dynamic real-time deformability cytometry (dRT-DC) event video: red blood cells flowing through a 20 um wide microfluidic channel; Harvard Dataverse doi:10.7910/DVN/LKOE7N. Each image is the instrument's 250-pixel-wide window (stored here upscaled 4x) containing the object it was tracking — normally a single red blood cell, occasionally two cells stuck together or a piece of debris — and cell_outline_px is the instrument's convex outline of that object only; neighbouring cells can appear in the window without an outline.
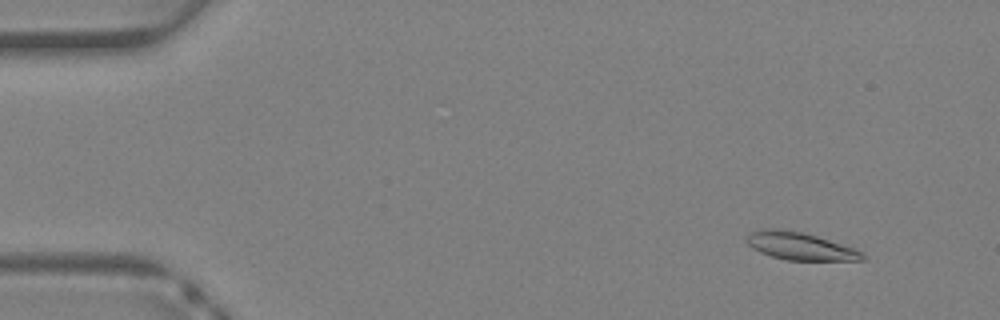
{"species": "Egyptian fruit bat (a non-hibernating species)", "species_latin": "Rousettus aegyptiacus", "temperature_condition": "warm", "stored_images_in_passage": 39, "camera_frame_rate_fps": 3000, "um_per_image_px": 0.085, "animal": {"sex": "female"}, "frame": {"image": 1, "passage_image": 4, "time_ms": 1.0, "image_size_px": [1000, 320], "cell_outline_px": [[864, 260], [784, 260], [760, 252], [752, 248], [744, 240], [752, 232], [768, 228], [780, 228], [804, 232], [852, 248], [860, 252], [864, 256]], "centroid_in_image_um": [67.94, 20.91], "position_along_channel_um": 17.1, "area_um2": 18.32}}
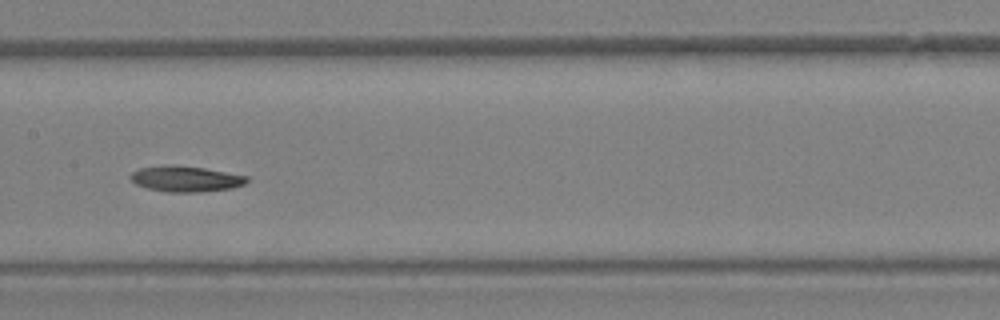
{"frame": {"image": 2, "passage_image": 20, "time_ms": 6.333, "image_size_px": [1000, 320], "cell_outline_px": [[248, 180], [244, 184], [232, 188], [200, 192], [168, 192], [148, 188], [136, 184], [128, 176], [132, 172], [140, 168], [204, 168], [248, 176]], "centroid_in_image_um": [15.84, 15.26], "position_along_channel_um": 191.6, "area_um2": 16.47}}
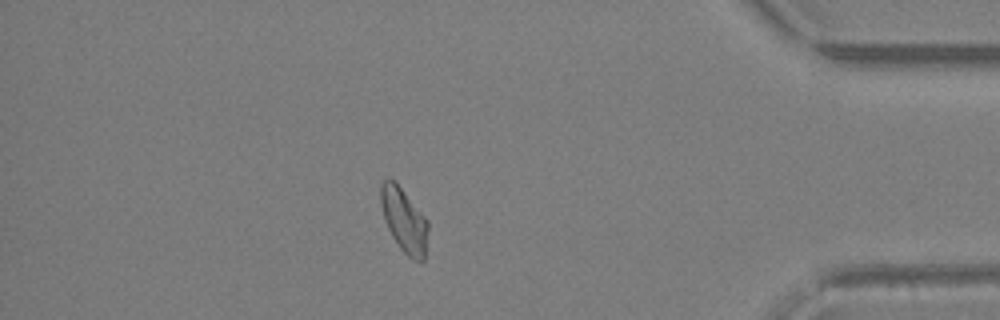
{"frame": {"image": 3, "passage_image": 34, "time_ms": 11.0, "image_size_px": [1000, 320], "cell_outline_px": [[428, 228], [424, 260], [412, 260], [400, 248], [392, 236], [384, 220], [380, 204], [380, 184], [384, 180], [396, 180], [428, 220]], "centroid_in_image_um": [34.33, 18.68], "position_along_channel_um": 400.9, "area_um2": 17.8}}